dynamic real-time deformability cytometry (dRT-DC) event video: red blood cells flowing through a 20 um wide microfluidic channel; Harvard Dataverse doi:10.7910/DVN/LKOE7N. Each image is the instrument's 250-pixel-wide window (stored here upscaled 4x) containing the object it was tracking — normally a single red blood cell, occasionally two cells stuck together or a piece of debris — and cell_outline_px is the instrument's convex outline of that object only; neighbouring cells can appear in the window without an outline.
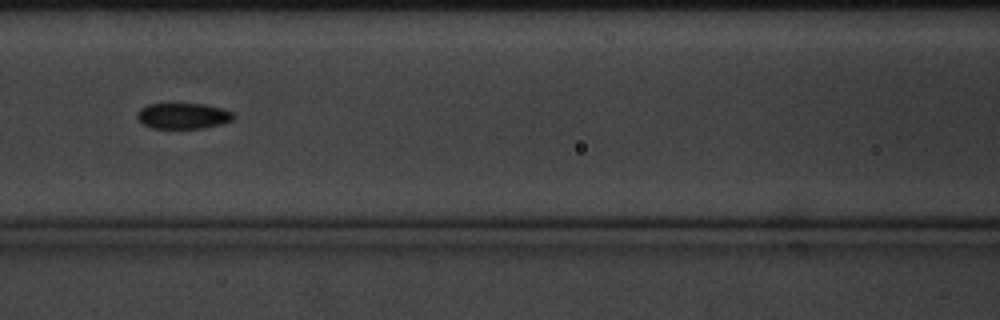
{"species": "common noctule bat (a hibernating species)", "species_latin": "Nyctalus noctula", "temperature_condition": "cold", "stored_images_in_passage": 35, "camera_frame_rate_fps": 3000, "um_per_image_px": 0.085, "animal": {"sex": "male", "body_mass_g": 20.1, "forearm_length_mm": 53.5}, "frame": {"image": 1, "passage_image": 8, "time_ms": 2.333, "image_size_px": [1000, 320], "cell_outline_px": [[236, 116], [232, 120], [220, 124], [204, 128], [152, 128], [144, 124], [136, 116], [136, 112], [140, 108], [148, 104], [204, 104], [224, 108], [232, 112]], "centroid_in_image_um": [15.58, 9.84], "position_along_channel_um": 151.0, "area_um2": 14.51}}
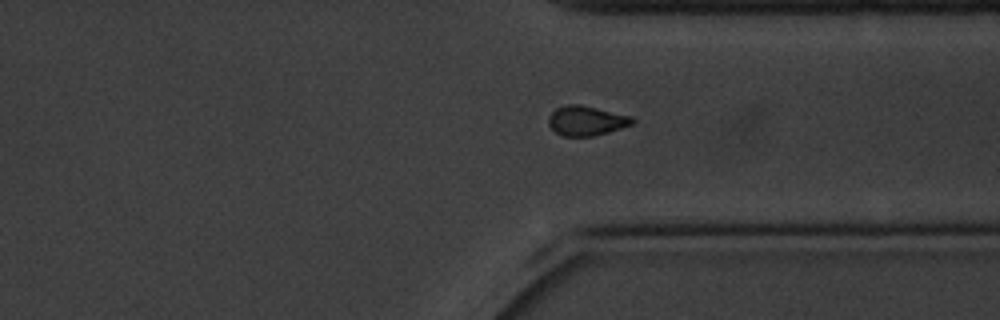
{"frame": {"image": 2, "passage_image": 27, "time_ms": 8.667, "image_size_px": [1000, 320], "cell_outline_px": [[636, 120], [632, 124], [608, 132], [592, 136], [564, 136], [556, 132], [548, 124], [548, 116], [556, 108], [564, 104], [580, 104], [632, 116]], "centroid_in_image_um": [49.83, 10.24], "position_along_channel_um": 361.6, "area_um2": 14.51}}
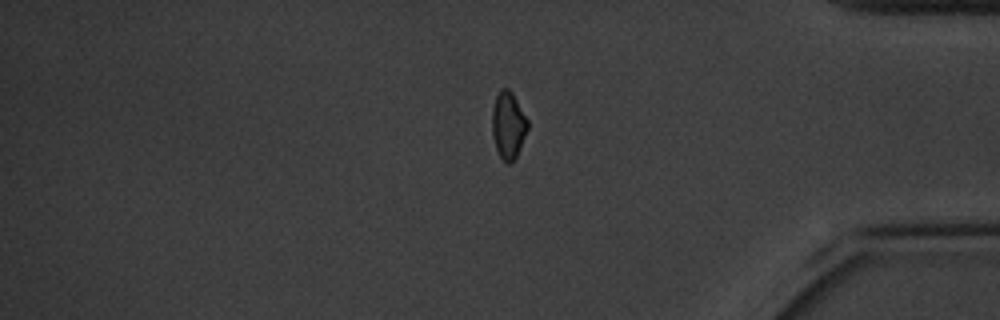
{"frame": {"image": 3, "passage_image": 32, "time_ms": 10.333, "image_size_px": [1000, 320], "cell_outline_px": [[528, 128], [520, 148], [512, 164], [508, 164], [500, 156], [496, 148], [492, 136], [492, 108], [496, 96], [500, 88], [508, 88], [512, 92], [528, 120]], "centroid_in_image_um": [43.19, 10.63], "position_along_channel_um": 392.0, "area_um2": 13.93}}